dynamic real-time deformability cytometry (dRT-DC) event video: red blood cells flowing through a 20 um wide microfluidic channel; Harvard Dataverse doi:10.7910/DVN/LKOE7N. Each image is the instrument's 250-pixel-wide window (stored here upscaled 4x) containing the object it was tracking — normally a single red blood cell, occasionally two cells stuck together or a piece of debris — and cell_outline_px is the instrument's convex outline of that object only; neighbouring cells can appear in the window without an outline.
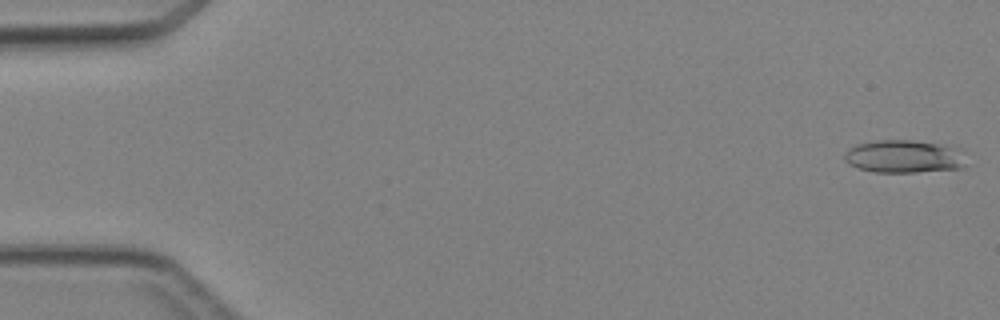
{"species": "Egyptian fruit bat (a non-hibernating species)", "species_latin": "Rousettus aegyptiacus", "temperature_condition": "cold", "stored_images_in_passage": 4, "camera_frame_rate_fps": 3000, "um_per_image_px": 0.085, "animal": {"sex": "female"}, "frame": {"image": 1, "passage_image": 1, "time_ms": 0.0, "image_size_px": [1000, 320], "cell_outline_px": [[964, 164], [960, 168], [916, 172], [872, 172], [856, 168], [848, 164], [844, 160], [844, 156], [848, 148], [856, 144], [876, 140], [912, 140], [944, 144], [956, 148]], "centroid_in_image_um": [76.72, 13.3], "position_along_channel_um": 8.3, "area_um2": 23.18}}
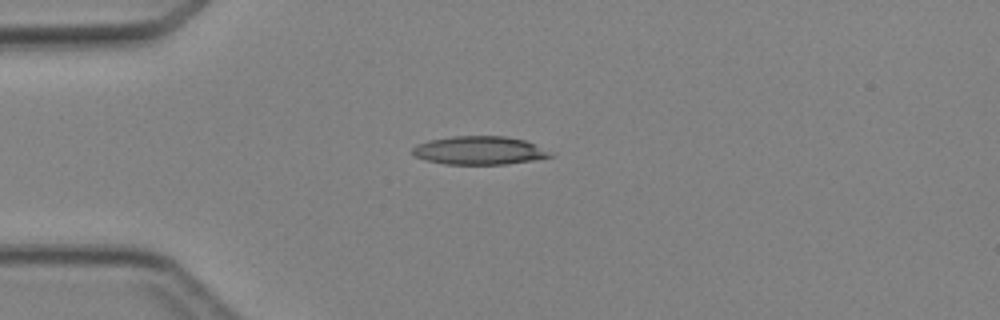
{"frame": {"image": 2, "passage_image": 4, "time_ms": 3.667, "image_size_px": [1000, 320], "cell_outline_px": [[556, 156], [536, 160], [504, 164], [444, 164], [424, 160], [416, 156], [412, 152], [412, 148], [416, 144], [428, 140], [452, 136], [504, 136], [524, 140]], "centroid_in_image_um": [40.69, 12.79], "position_along_channel_um": 44.3, "area_um2": 22.66}}